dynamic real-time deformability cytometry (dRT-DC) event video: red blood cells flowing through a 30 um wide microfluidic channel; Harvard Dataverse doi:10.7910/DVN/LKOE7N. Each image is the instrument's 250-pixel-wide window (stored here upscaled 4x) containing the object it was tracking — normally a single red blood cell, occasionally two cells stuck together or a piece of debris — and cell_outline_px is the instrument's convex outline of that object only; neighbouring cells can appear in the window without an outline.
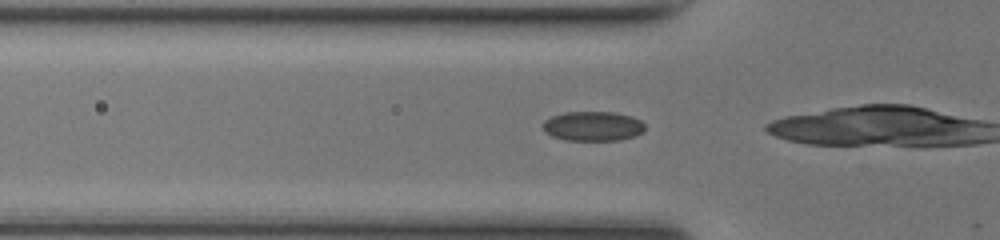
{"species": "common noctule bat (a hibernating species)", "species_latin": "Nyctalus noctula", "temperature_condition": "room temperature", "stored_images_in_passage": 13, "camera_frame_rate_fps": 3000, "um_per_image_px": 0.085, "animal": {"sex": "female", "body_mass_g": 17.0, "forearm_length_mm": 48.0}, "frame": {"image": 1, "passage_image": 12, "time_ms": 3.667, "image_size_px": [1000, 240], "cell_outline_px": [[644, 132], [636, 136], [620, 140], [564, 140], [552, 136], [544, 132], [544, 120], [552, 116], [564, 112], [616, 112], [632, 116], [640, 120], [644, 124]], "centroid_in_image_um": [50.42, 10.72], "position_along_channel_um": 75.4, "area_um2": 17.74}}